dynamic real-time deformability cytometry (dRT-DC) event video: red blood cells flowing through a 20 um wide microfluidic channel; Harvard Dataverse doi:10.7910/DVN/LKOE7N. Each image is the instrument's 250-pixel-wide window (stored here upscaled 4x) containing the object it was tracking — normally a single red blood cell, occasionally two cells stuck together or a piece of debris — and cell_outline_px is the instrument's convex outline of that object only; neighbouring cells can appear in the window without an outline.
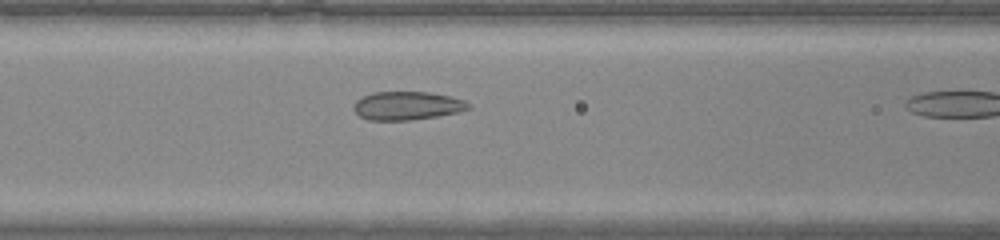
{"species": "common noctule bat (a hibernating species)", "species_latin": "Nyctalus noctula", "temperature_condition": "warm", "stored_images_in_passage": 10, "camera_frame_rate_fps": 3000, "um_per_image_px": 0.085, "animal": {"sex": "male", "body_mass_g": 20.0, "forearm_length_mm": 53.3}, "frame": {"image": 1, "passage_image": 9, "time_ms": 2.667, "image_size_px": [1000, 240], "cell_outline_px": [[472, 108], [460, 112], [440, 116], [412, 120], [368, 120], [360, 116], [352, 108], [356, 100], [372, 92], [428, 92], [448, 96], [464, 100], [472, 104]], "centroid_in_image_um": [34.64, 8.99], "position_along_channel_um": 132.0, "area_um2": 19.19}}